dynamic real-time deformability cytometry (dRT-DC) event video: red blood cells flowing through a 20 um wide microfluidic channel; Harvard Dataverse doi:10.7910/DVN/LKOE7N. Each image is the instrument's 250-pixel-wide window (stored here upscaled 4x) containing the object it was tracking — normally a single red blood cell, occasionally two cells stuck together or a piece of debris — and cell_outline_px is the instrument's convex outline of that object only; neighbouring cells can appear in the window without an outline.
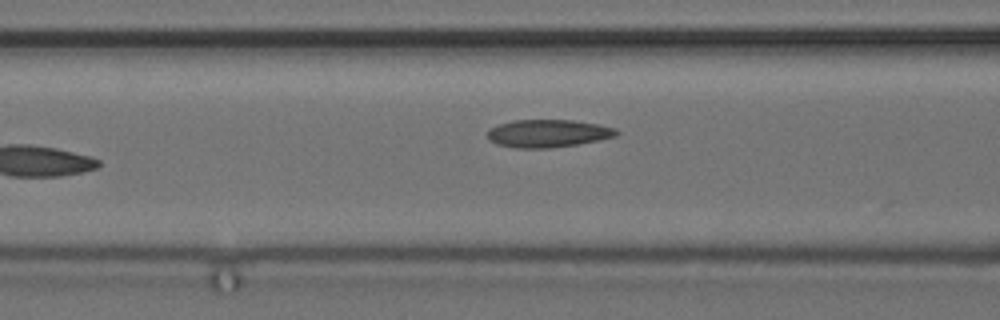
{"species": "common noctule bat (a hibernating species)", "species_latin": "Nyctalus noctula", "temperature_condition": "cold", "stored_images_in_passage": 9, "camera_frame_rate_fps": 3000, "um_per_image_px": 0.085, "animal": {"sex": "female", "body_mass_g": 24.6, "forearm_length_mm": 56.2}, "frame": {"image": 1, "passage_image": 7, "time_ms": 2.0, "image_size_px": [1000, 320], "cell_outline_px": [[620, 132], [616, 136], [576, 144], [548, 148], [516, 148], [496, 144], [488, 140], [488, 128], [512, 120], [572, 120], [596, 124], [616, 128]], "centroid_in_image_um": [46.53, 11.33], "position_along_channel_um": 120.1, "area_um2": 20.75}}
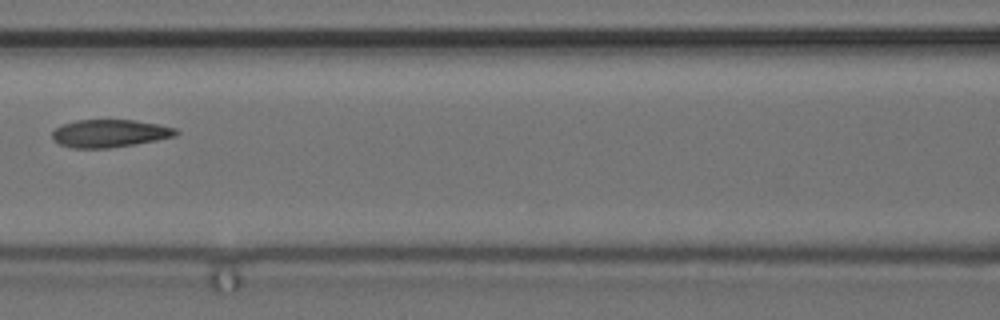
{"frame": {"image": 2, "passage_image": 8, "time_ms": 2.333, "image_size_px": [1000, 320], "cell_outline_px": [[180, 132], [176, 136], [136, 144], [108, 148], [72, 148], [60, 144], [52, 140], [52, 132], [56, 128], [64, 124], [76, 120], [136, 120], [160, 124], [176, 128]], "centroid_in_image_um": [9.35, 11.33], "position_along_channel_um": 157.3, "area_um2": 20.11}}
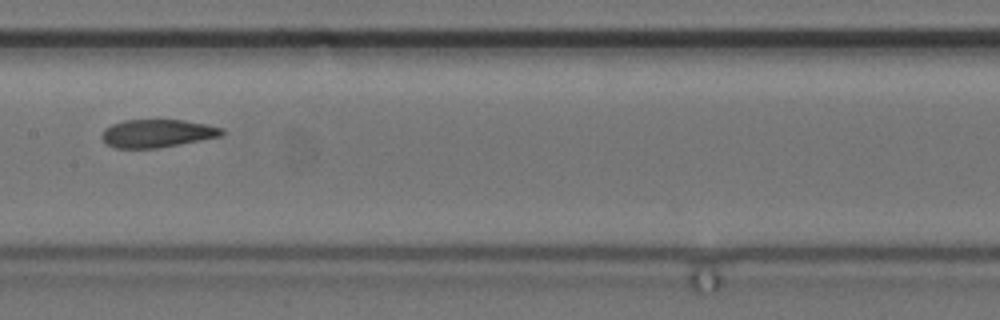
{"frame": {"image": 3, "passage_image": 9, "time_ms": 2.667, "image_size_px": [1000, 320], "cell_outline_px": [[224, 132], [220, 136], [160, 148], [116, 148], [104, 144], [100, 136], [104, 128], [112, 124], [124, 120], [184, 120], [208, 124], [224, 128]], "centroid_in_image_um": [13.33, 11.34], "position_along_channel_um": 194.1, "area_um2": 19.77}}